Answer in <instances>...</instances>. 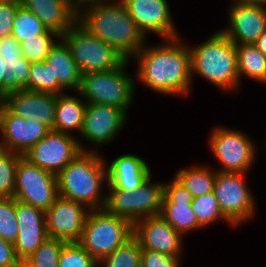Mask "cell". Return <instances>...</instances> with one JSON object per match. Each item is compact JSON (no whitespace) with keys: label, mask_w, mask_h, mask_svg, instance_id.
<instances>
[{"label":"cell","mask_w":266,"mask_h":267,"mask_svg":"<svg viewBox=\"0 0 266 267\" xmlns=\"http://www.w3.org/2000/svg\"><path fill=\"white\" fill-rule=\"evenodd\" d=\"M182 256H170L156 251L141 249V267H181Z\"/></svg>","instance_id":"74e56055"},{"label":"cell","mask_w":266,"mask_h":267,"mask_svg":"<svg viewBox=\"0 0 266 267\" xmlns=\"http://www.w3.org/2000/svg\"><path fill=\"white\" fill-rule=\"evenodd\" d=\"M20 7L19 0L0 3V38L12 35L15 15Z\"/></svg>","instance_id":"f35d334b"},{"label":"cell","mask_w":266,"mask_h":267,"mask_svg":"<svg viewBox=\"0 0 266 267\" xmlns=\"http://www.w3.org/2000/svg\"><path fill=\"white\" fill-rule=\"evenodd\" d=\"M213 33L202 43L189 46L191 77L200 76L226 94L236 93L241 86L236 45L220 30Z\"/></svg>","instance_id":"277c9868"},{"label":"cell","mask_w":266,"mask_h":267,"mask_svg":"<svg viewBox=\"0 0 266 267\" xmlns=\"http://www.w3.org/2000/svg\"><path fill=\"white\" fill-rule=\"evenodd\" d=\"M48 29L31 11L20 7L15 15L12 36L21 44L27 39L36 38Z\"/></svg>","instance_id":"4dcf8cb0"},{"label":"cell","mask_w":266,"mask_h":267,"mask_svg":"<svg viewBox=\"0 0 266 267\" xmlns=\"http://www.w3.org/2000/svg\"><path fill=\"white\" fill-rule=\"evenodd\" d=\"M192 200V194L175 177L164 182L160 215L183 237L191 231L203 229L191 209Z\"/></svg>","instance_id":"d6986e66"},{"label":"cell","mask_w":266,"mask_h":267,"mask_svg":"<svg viewBox=\"0 0 266 267\" xmlns=\"http://www.w3.org/2000/svg\"><path fill=\"white\" fill-rule=\"evenodd\" d=\"M136 22L139 30L147 38L155 34L161 39L180 37L173 22L168 0H120Z\"/></svg>","instance_id":"9a60e30c"},{"label":"cell","mask_w":266,"mask_h":267,"mask_svg":"<svg viewBox=\"0 0 266 267\" xmlns=\"http://www.w3.org/2000/svg\"><path fill=\"white\" fill-rule=\"evenodd\" d=\"M134 225L104 209L90 210L78 243L98 262L133 236Z\"/></svg>","instance_id":"8992f818"},{"label":"cell","mask_w":266,"mask_h":267,"mask_svg":"<svg viewBox=\"0 0 266 267\" xmlns=\"http://www.w3.org/2000/svg\"><path fill=\"white\" fill-rule=\"evenodd\" d=\"M162 41L151 46L147 42L133 57L137 63L133 78L162 95L187 97L193 85L189 44L182 37Z\"/></svg>","instance_id":"6da1fadb"},{"label":"cell","mask_w":266,"mask_h":267,"mask_svg":"<svg viewBox=\"0 0 266 267\" xmlns=\"http://www.w3.org/2000/svg\"><path fill=\"white\" fill-rule=\"evenodd\" d=\"M191 209L196 215L198 224L203 229L218 221H224L230 227H235L222 213L214 192L193 198Z\"/></svg>","instance_id":"f1b7e54d"},{"label":"cell","mask_w":266,"mask_h":267,"mask_svg":"<svg viewBox=\"0 0 266 267\" xmlns=\"http://www.w3.org/2000/svg\"><path fill=\"white\" fill-rule=\"evenodd\" d=\"M61 39L69 47L82 75L113 70L127 60L115 48L93 36L78 22Z\"/></svg>","instance_id":"52a82bcc"},{"label":"cell","mask_w":266,"mask_h":267,"mask_svg":"<svg viewBox=\"0 0 266 267\" xmlns=\"http://www.w3.org/2000/svg\"><path fill=\"white\" fill-rule=\"evenodd\" d=\"M152 176L135 190L107 189L103 209L133 225L142 218L161 214L164 183L152 182Z\"/></svg>","instance_id":"9c48e42d"},{"label":"cell","mask_w":266,"mask_h":267,"mask_svg":"<svg viewBox=\"0 0 266 267\" xmlns=\"http://www.w3.org/2000/svg\"><path fill=\"white\" fill-rule=\"evenodd\" d=\"M89 211L81 203L58 196L45 212L48 238L78 242Z\"/></svg>","instance_id":"2e32d148"},{"label":"cell","mask_w":266,"mask_h":267,"mask_svg":"<svg viewBox=\"0 0 266 267\" xmlns=\"http://www.w3.org/2000/svg\"><path fill=\"white\" fill-rule=\"evenodd\" d=\"M106 166L107 189L135 190L152 175L147 161L133 153L119 155Z\"/></svg>","instance_id":"7402d4cb"},{"label":"cell","mask_w":266,"mask_h":267,"mask_svg":"<svg viewBox=\"0 0 266 267\" xmlns=\"http://www.w3.org/2000/svg\"><path fill=\"white\" fill-rule=\"evenodd\" d=\"M7 72L5 69V60L0 55V95L4 98V80L7 76Z\"/></svg>","instance_id":"b9f144b4"},{"label":"cell","mask_w":266,"mask_h":267,"mask_svg":"<svg viewBox=\"0 0 266 267\" xmlns=\"http://www.w3.org/2000/svg\"><path fill=\"white\" fill-rule=\"evenodd\" d=\"M227 8L228 27L219 30L235 45L254 44L266 31V7L233 0Z\"/></svg>","instance_id":"ac0fdd59"},{"label":"cell","mask_w":266,"mask_h":267,"mask_svg":"<svg viewBox=\"0 0 266 267\" xmlns=\"http://www.w3.org/2000/svg\"><path fill=\"white\" fill-rule=\"evenodd\" d=\"M131 60L120 67L101 72L85 73L78 90L87 104L98 103L115 106L128 114L136 93V81L127 73ZM131 105V106H130Z\"/></svg>","instance_id":"5b68a950"},{"label":"cell","mask_w":266,"mask_h":267,"mask_svg":"<svg viewBox=\"0 0 266 267\" xmlns=\"http://www.w3.org/2000/svg\"><path fill=\"white\" fill-rule=\"evenodd\" d=\"M216 176L217 171L215 168L196 164L191 167L180 168L173 177L195 198L213 192Z\"/></svg>","instance_id":"4316f807"},{"label":"cell","mask_w":266,"mask_h":267,"mask_svg":"<svg viewBox=\"0 0 266 267\" xmlns=\"http://www.w3.org/2000/svg\"><path fill=\"white\" fill-rule=\"evenodd\" d=\"M247 173L218 172L214 194L224 216L235 228L256 216V199L248 187Z\"/></svg>","instance_id":"30bf717a"},{"label":"cell","mask_w":266,"mask_h":267,"mask_svg":"<svg viewBox=\"0 0 266 267\" xmlns=\"http://www.w3.org/2000/svg\"><path fill=\"white\" fill-rule=\"evenodd\" d=\"M20 6L33 12L44 26L61 37L77 22L73 0H19Z\"/></svg>","instance_id":"603a6c76"},{"label":"cell","mask_w":266,"mask_h":267,"mask_svg":"<svg viewBox=\"0 0 266 267\" xmlns=\"http://www.w3.org/2000/svg\"><path fill=\"white\" fill-rule=\"evenodd\" d=\"M0 267H22L13 243L0 237Z\"/></svg>","instance_id":"60d3db41"},{"label":"cell","mask_w":266,"mask_h":267,"mask_svg":"<svg viewBox=\"0 0 266 267\" xmlns=\"http://www.w3.org/2000/svg\"><path fill=\"white\" fill-rule=\"evenodd\" d=\"M208 145L220 163L218 172L248 173L258 154L255 141L246 133L224 126H215L208 135Z\"/></svg>","instance_id":"ba28073f"},{"label":"cell","mask_w":266,"mask_h":267,"mask_svg":"<svg viewBox=\"0 0 266 267\" xmlns=\"http://www.w3.org/2000/svg\"><path fill=\"white\" fill-rule=\"evenodd\" d=\"M238 77L266 84V56L254 45H236Z\"/></svg>","instance_id":"484cf974"},{"label":"cell","mask_w":266,"mask_h":267,"mask_svg":"<svg viewBox=\"0 0 266 267\" xmlns=\"http://www.w3.org/2000/svg\"><path fill=\"white\" fill-rule=\"evenodd\" d=\"M16 200L0 198V237L14 243L18 235Z\"/></svg>","instance_id":"8d00e7d4"},{"label":"cell","mask_w":266,"mask_h":267,"mask_svg":"<svg viewBox=\"0 0 266 267\" xmlns=\"http://www.w3.org/2000/svg\"><path fill=\"white\" fill-rule=\"evenodd\" d=\"M25 89L56 95L66 92L59 84L58 79H54L51 66L45 62L31 63L28 85Z\"/></svg>","instance_id":"f546056e"},{"label":"cell","mask_w":266,"mask_h":267,"mask_svg":"<svg viewBox=\"0 0 266 267\" xmlns=\"http://www.w3.org/2000/svg\"><path fill=\"white\" fill-rule=\"evenodd\" d=\"M254 45L266 56V31H264Z\"/></svg>","instance_id":"7bdbcfd3"},{"label":"cell","mask_w":266,"mask_h":267,"mask_svg":"<svg viewBox=\"0 0 266 267\" xmlns=\"http://www.w3.org/2000/svg\"><path fill=\"white\" fill-rule=\"evenodd\" d=\"M93 1H104V0H73V2L75 3V5L78 7L84 3H89V2H93Z\"/></svg>","instance_id":"f6af8a7d"},{"label":"cell","mask_w":266,"mask_h":267,"mask_svg":"<svg viewBox=\"0 0 266 267\" xmlns=\"http://www.w3.org/2000/svg\"><path fill=\"white\" fill-rule=\"evenodd\" d=\"M77 95L62 93L58 95L55 113L54 130L73 135L72 132L80 133L87 102L77 91ZM80 97V98H79Z\"/></svg>","instance_id":"d4e9b609"},{"label":"cell","mask_w":266,"mask_h":267,"mask_svg":"<svg viewBox=\"0 0 266 267\" xmlns=\"http://www.w3.org/2000/svg\"><path fill=\"white\" fill-rule=\"evenodd\" d=\"M79 139L71 134L50 130L24 157L57 176L79 154L90 151Z\"/></svg>","instance_id":"7c38bea8"},{"label":"cell","mask_w":266,"mask_h":267,"mask_svg":"<svg viewBox=\"0 0 266 267\" xmlns=\"http://www.w3.org/2000/svg\"><path fill=\"white\" fill-rule=\"evenodd\" d=\"M77 22L127 60L133 59L148 41L120 0L93 1L78 6Z\"/></svg>","instance_id":"7a4b0ae2"},{"label":"cell","mask_w":266,"mask_h":267,"mask_svg":"<svg viewBox=\"0 0 266 267\" xmlns=\"http://www.w3.org/2000/svg\"><path fill=\"white\" fill-rule=\"evenodd\" d=\"M58 267H98V262L78 242H68L61 250Z\"/></svg>","instance_id":"d590c367"},{"label":"cell","mask_w":266,"mask_h":267,"mask_svg":"<svg viewBox=\"0 0 266 267\" xmlns=\"http://www.w3.org/2000/svg\"><path fill=\"white\" fill-rule=\"evenodd\" d=\"M133 235L142 249L156 251L170 256H181L184 251V237L160 214L142 218L134 224Z\"/></svg>","instance_id":"e0dca14e"},{"label":"cell","mask_w":266,"mask_h":267,"mask_svg":"<svg viewBox=\"0 0 266 267\" xmlns=\"http://www.w3.org/2000/svg\"><path fill=\"white\" fill-rule=\"evenodd\" d=\"M22 156L0 148V198H14L16 169Z\"/></svg>","instance_id":"d6a6232c"},{"label":"cell","mask_w":266,"mask_h":267,"mask_svg":"<svg viewBox=\"0 0 266 267\" xmlns=\"http://www.w3.org/2000/svg\"><path fill=\"white\" fill-rule=\"evenodd\" d=\"M58 196L57 176L22 156L16 169L14 199L46 212Z\"/></svg>","instance_id":"8fae6325"},{"label":"cell","mask_w":266,"mask_h":267,"mask_svg":"<svg viewBox=\"0 0 266 267\" xmlns=\"http://www.w3.org/2000/svg\"><path fill=\"white\" fill-rule=\"evenodd\" d=\"M141 245L133 235L111 254L98 261V267H141Z\"/></svg>","instance_id":"83f0119b"},{"label":"cell","mask_w":266,"mask_h":267,"mask_svg":"<svg viewBox=\"0 0 266 267\" xmlns=\"http://www.w3.org/2000/svg\"><path fill=\"white\" fill-rule=\"evenodd\" d=\"M100 152L83 151L57 175L59 196L85 205L89 210L103 209L106 201L107 166Z\"/></svg>","instance_id":"3957f363"},{"label":"cell","mask_w":266,"mask_h":267,"mask_svg":"<svg viewBox=\"0 0 266 267\" xmlns=\"http://www.w3.org/2000/svg\"><path fill=\"white\" fill-rule=\"evenodd\" d=\"M31 62L22 56L17 62H5V69L8 73L4 80V97L12 92L25 89L28 85Z\"/></svg>","instance_id":"e575fe53"},{"label":"cell","mask_w":266,"mask_h":267,"mask_svg":"<svg viewBox=\"0 0 266 267\" xmlns=\"http://www.w3.org/2000/svg\"><path fill=\"white\" fill-rule=\"evenodd\" d=\"M67 242L47 238L38 249L22 263V267H58V260L63 246Z\"/></svg>","instance_id":"836d02e7"},{"label":"cell","mask_w":266,"mask_h":267,"mask_svg":"<svg viewBox=\"0 0 266 267\" xmlns=\"http://www.w3.org/2000/svg\"><path fill=\"white\" fill-rule=\"evenodd\" d=\"M18 235L13 243L18 259L23 263L48 238L45 212L16 200Z\"/></svg>","instance_id":"44dd1931"},{"label":"cell","mask_w":266,"mask_h":267,"mask_svg":"<svg viewBox=\"0 0 266 267\" xmlns=\"http://www.w3.org/2000/svg\"><path fill=\"white\" fill-rule=\"evenodd\" d=\"M263 147H261V148H264V151L266 152V138H265V140L263 141V145H262ZM265 155H266V153H265Z\"/></svg>","instance_id":"bcb514c9"},{"label":"cell","mask_w":266,"mask_h":267,"mask_svg":"<svg viewBox=\"0 0 266 267\" xmlns=\"http://www.w3.org/2000/svg\"><path fill=\"white\" fill-rule=\"evenodd\" d=\"M50 129L42 123L13 114L4 104L0 108V148L26 154Z\"/></svg>","instance_id":"5bb4252c"},{"label":"cell","mask_w":266,"mask_h":267,"mask_svg":"<svg viewBox=\"0 0 266 267\" xmlns=\"http://www.w3.org/2000/svg\"><path fill=\"white\" fill-rule=\"evenodd\" d=\"M243 4L266 7V0H234Z\"/></svg>","instance_id":"ee69618b"},{"label":"cell","mask_w":266,"mask_h":267,"mask_svg":"<svg viewBox=\"0 0 266 267\" xmlns=\"http://www.w3.org/2000/svg\"><path fill=\"white\" fill-rule=\"evenodd\" d=\"M45 63L51 66L54 79L67 91L77 92L81 85L82 74L77 63L72 57L71 51L66 43L60 39L50 50Z\"/></svg>","instance_id":"cb8c5ba5"},{"label":"cell","mask_w":266,"mask_h":267,"mask_svg":"<svg viewBox=\"0 0 266 267\" xmlns=\"http://www.w3.org/2000/svg\"><path fill=\"white\" fill-rule=\"evenodd\" d=\"M127 119L128 114L123 109L98 103L87 104L78 136L90 143V151L100 152L98 147L113 142L126 126Z\"/></svg>","instance_id":"4fadbf2b"},{"label":"cell","mask_w":266,"mask_h":267,"mask_svg":"<svg viewBox=\"0 0 266 267\" xmlns=\"http://www.w3.org/2000/svg\"><path fill=\"white\" fill-rule=\"evenodd\" d=\"M0 55L7 63L17 62L23 56L21 44L12 35L0 38Z\"/></svg>","instance_id":"ab89813d"},{"label":"cell","mask_w":266,"mask_h":267,"mask_svg":"<svg viewBox=\"0 0 266 267\" xmlns=\"http://www.w3.org/2000/svg\"><path fill=\"white\" fill-rule=\"evenodd\" d=\"M58 95L21 89L8 93L3 104L25 119L32 118L54 130Z\"/></svg>","instance_id":"ffe728a7"},{"label":"cell","mask_w":266,"mask_h":267,"mask_svg":"<svg viewBox=\"0 0 266 267\" xmlns=\"http://www.w3.org/2000/svg\"><path fill=\"white\" fill-rule=\"evenodd\" d=\"M2 104H3V97L0 95V108H1Z\"/></svg>","instance_id":"7dc6e473"},{"label":"cell","mask_w":266,"mask_h":267,"mask_svg":"<svg viewBox=\"0 0 266 267\" xmlns=\"http://www.w3.org/2000/svg\"><path fill=\"white\" fill-rule=\"evenodd\" d=\"M61 39L57 33L47 30L36 38L27 39L21 43L22 55L31 63L45 62L47 55Z\"/></svg>","instance_id":"1f68e13d"}]
</instances>
